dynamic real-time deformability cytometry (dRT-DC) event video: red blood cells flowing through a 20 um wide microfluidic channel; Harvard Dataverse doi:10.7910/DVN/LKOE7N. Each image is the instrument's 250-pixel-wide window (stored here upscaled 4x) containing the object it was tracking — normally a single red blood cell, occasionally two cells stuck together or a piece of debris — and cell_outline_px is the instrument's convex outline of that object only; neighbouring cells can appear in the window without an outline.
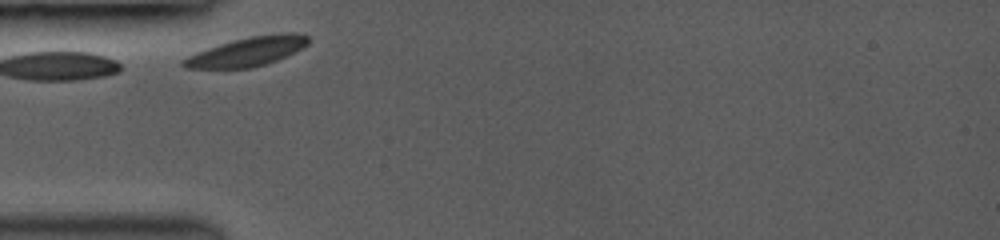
{"species": "common noctule bat (a hibernating species)", "species_latin": "Nyctalus noctula", "temperature_condition": "room temperature", "stored_images_in_passage": 6, "camera_frame_rate_fps": 3000, "um_per_image_px": 0.085, "animal": {"sex": "female", "body_mass_g": 19.0, "forearm_length_mm": 53.3}, "frame": {"image": 1, "passage_image": 1, "time_ms": 0.0, "image_size_px": [1000, 240], "cell_outline_px": [[308, 44], [276, 60], [252, 68], [184, 68], [180, 64], [180, 60], [196, 52], [232, 40], [252, 36], [280, 32], [296, 32], [308, 36]], "centroid_in_image_um": [20.98, 4.38], "position_along_channel_um": 64.0, "area_um2": 20.98}}